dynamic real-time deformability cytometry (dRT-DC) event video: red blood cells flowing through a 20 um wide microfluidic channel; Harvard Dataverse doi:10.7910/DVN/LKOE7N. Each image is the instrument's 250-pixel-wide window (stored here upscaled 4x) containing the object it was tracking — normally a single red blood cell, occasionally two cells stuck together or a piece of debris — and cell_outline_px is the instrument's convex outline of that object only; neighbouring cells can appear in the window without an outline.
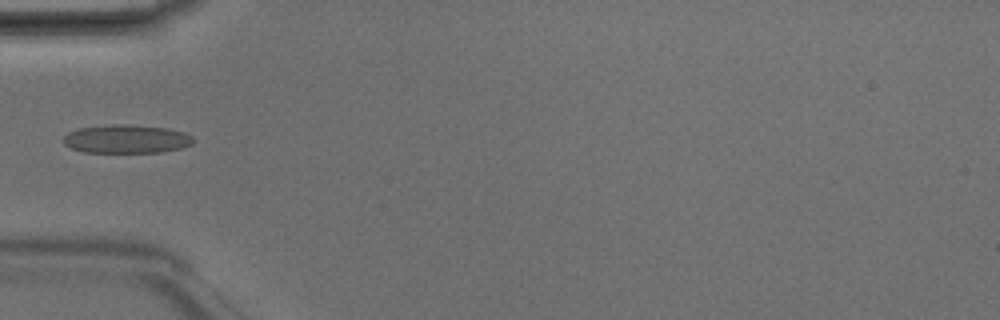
{"species": "Egyptian fruit bat (a non-hibernating species)", "species_latin": "Rousettus aegyptiacus", "temperature_condition": "room temperature", "stored_images_in_passage": 6, "camera_frame_rate_fps": 3000, "um_per_image_px": 0.085, "animal": {"sex": "male"}, "frame": {"image": 1, "passage_image": 4, "time_ms": 1.0, "image_size_px": [1000, 320], "cell_outline_px": [[192, 144], [180, 148], [160, 152], [84, 152], [72, 148], [64, 144], [64, 136], [68, 132], [76, 128], [112, 124], [128, 124], [168, 128], [184, 132], [192, 136]], "centroid_in_image_um": [10.72, 11.8], "position_along_channel_um": 74.3, "area_um2": 21.56}}
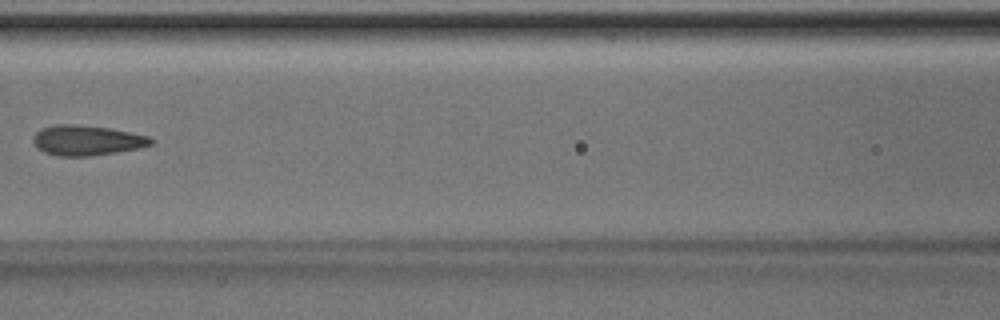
{"frame": {"image": 2, "passage_image": 6, "time_ms": 1.667, "image_size_px": [1000, 320], "cell_outline_px": [[152, 144], [136, 148], [116, 152], [88, 156], [60, 156], [44, 152], [36, 148], [32, 140], [32, 136], [40, 128], [56, 124], [72, 124], [108, 128], [148, 136], [152, 140]], "centroid_in_image_um": [7.29, 11.92], "position_along_channel_um": 159.3, "area_um2": 20.46}}